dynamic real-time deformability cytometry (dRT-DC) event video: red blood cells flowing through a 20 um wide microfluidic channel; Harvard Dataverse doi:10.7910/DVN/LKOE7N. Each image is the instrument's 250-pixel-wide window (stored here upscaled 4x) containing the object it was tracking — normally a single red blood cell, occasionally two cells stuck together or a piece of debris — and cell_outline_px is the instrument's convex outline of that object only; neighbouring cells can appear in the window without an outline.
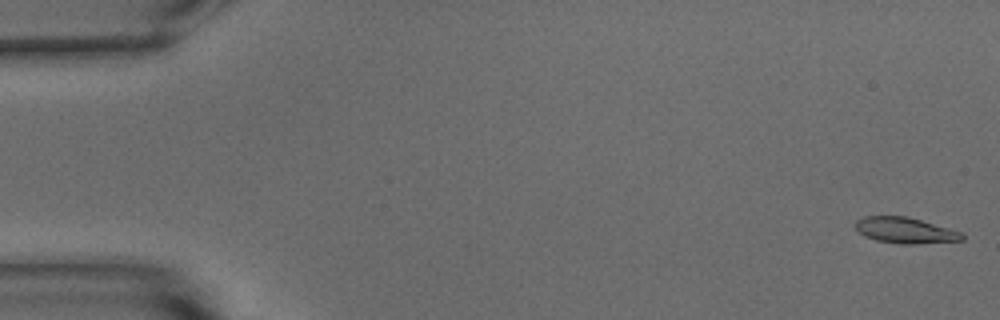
{"species": "common noctule bat (a hibernating species)", "species_latin": "Nyctalus noctula", "temperature_condition": "warm", "stored_images_in_passage": 53, "camera_frame_rate_fps": 3000, "um_per_image_px": 0.085, "animal": {"sex": "male", "body_mass_g": 15.6}, "frame": {"image": 1, "passage_image": 1, "time_ms": 0.0, "image_size_px": [1000, 320], "cell_outline_px": [[964, 240], [912, 244], [900, 244], [876, 240], [864, 236], [856, 228], [856, 220], [864, 216], [908, 216], [964, 232]], "centroid_in_image_um": [76.98, 19.57], "position_along_channel_um": 8.0, "area_um2": 16.18}}
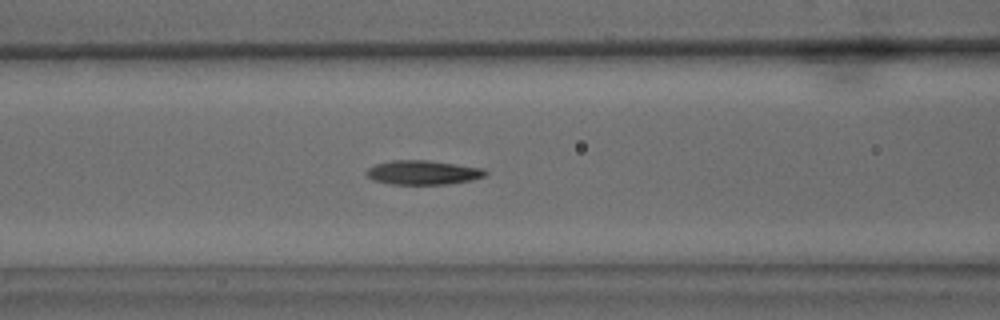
{"frame": {"image": 2, "passage_image": 22, "time_ms": 7.0, "image_size_px": [1000, 320], "cell_outline_px": [[488, 172], [484, 176], [472, 180], [448, 184], [392, 184], [372, 180], [364, 172], [368, 168], [376, 164], [392, 160], [428, 160], [484, 168]], "centroid_in_image_um": [35.95, 14.66], "position_along_channel_um": 130.7, "area_um2": 16.82}}
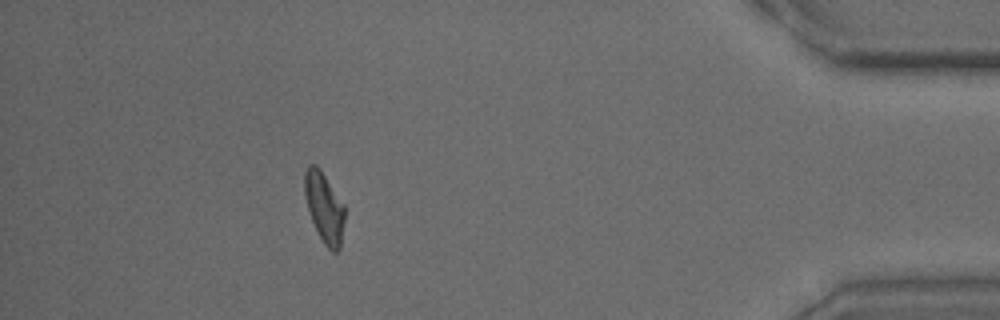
{"frame": {"image": 3, "passage_image": 48, "time_ms": 15.667, "image_size_px": [1000, 320], "cell_outline_px": [[344, 220], [340, 248], [336, 252], [332, 252], [324, 244], [316, 232], [304, 196], [304, 172], [308, 164], [316, 164], [320, 168], [344, 204]], "centroid_in_image_um": [27.55, 17.61], "position_along_channel_um": 407.7, "area_um2": 16.53}, "authors_computed_cell_mechanics": {"area_um2": 16.473, "velocity_mm_per_s": 3.7825, "shape_relaxation_time_tau1_ms": 4.6082, "shape_relaxation_time_tau2_ms": 2.8805, "deformation_change_tau1": 0.201, "deformation_change_tau2": 0.109}}